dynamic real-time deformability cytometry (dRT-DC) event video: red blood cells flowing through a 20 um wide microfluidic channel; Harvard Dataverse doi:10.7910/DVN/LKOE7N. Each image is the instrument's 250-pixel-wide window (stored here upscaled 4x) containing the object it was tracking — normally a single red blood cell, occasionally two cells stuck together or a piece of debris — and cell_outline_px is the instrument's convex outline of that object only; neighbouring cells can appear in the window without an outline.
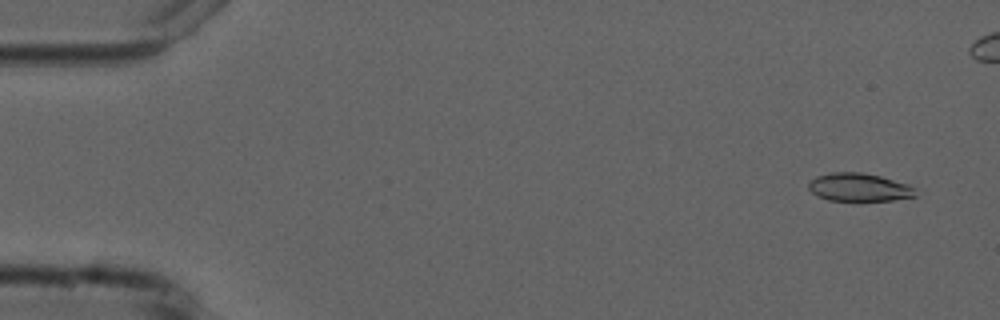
{"species": "common noctule bat (a hibernating species)", "species_latin": "Nyctalus noctula", "temperature_condition": "cold", "stored_images_in_passage": 6, "camera_frame_rate_fps": 3000, "um_per_image_px": 0.085, "animal": {"sex": "male", "forearm_length_mm": 52.5}, "frame": {"image": 1, "passage_image": 1, "time_ms": 0.0, "image_size_px": [1000, 320], "cell_outline_px": [[916, 196], [892, 200], [828, 200], [816, 196], [808, 188], [808, 184], [816, 176], [832, 172], [860, 172], [880, 176], [908, 184], [912, 188]], "centroid_in_image_um": [72.97, 15.91], "position_along_channel_um": 12.0, "area_um2": 17.28}}
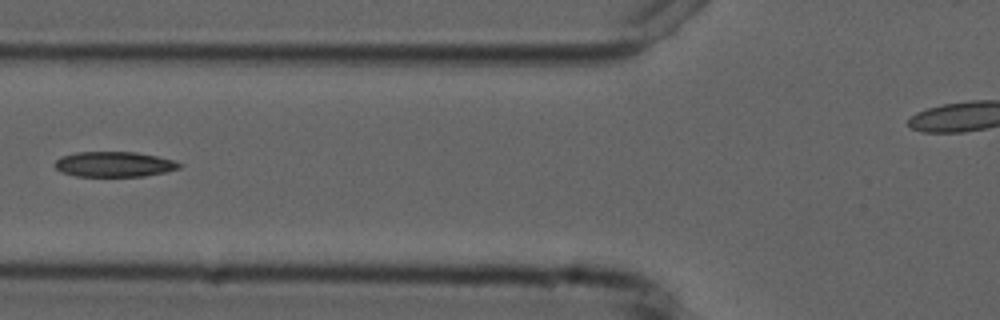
{"frame": {"image": 2, "passage_image": 6, "time_ms": 6.0, "image_size_px": [1000, 320], "cell_outline_px": [[184, 164], [180, 168], [164, 172], [144, 176], [76, 176], [60, 172], [52, 164], [60, 156], [76, 152], [136, 152], [156, 156], [172, 160]], "centroid_in_image_um": [9.66, 13.96], "position_along_channel_um": 116.1, "area_um2": 18.38}}